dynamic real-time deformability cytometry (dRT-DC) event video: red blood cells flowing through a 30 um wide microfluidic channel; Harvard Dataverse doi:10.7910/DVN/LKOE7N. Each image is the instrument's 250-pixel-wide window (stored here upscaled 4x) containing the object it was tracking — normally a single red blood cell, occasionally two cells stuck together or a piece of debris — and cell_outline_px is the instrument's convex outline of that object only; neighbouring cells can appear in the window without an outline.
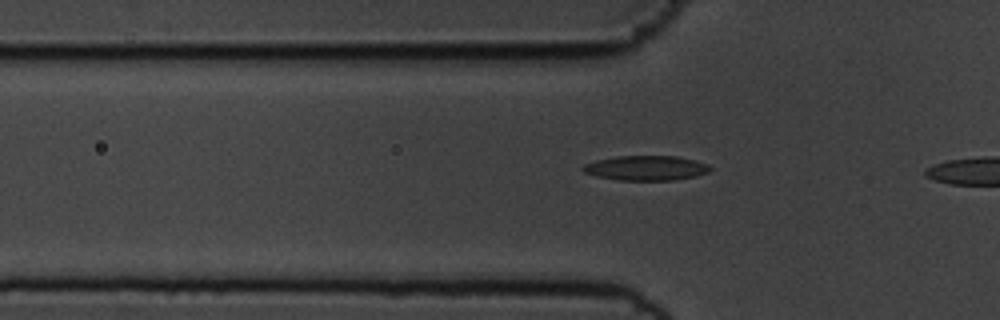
{"species": "common noctule bat (a hibernating species)", "species_latin": "Nyctalus noctula", "temperature_condition": "cold", "stored_images_in_passage": 21, "camera_frame_rate_fps": 3000, "um_per_image_px": 0.085, "animal": {"sex": "male", "body_mass_g": 19.5, "forearm_length_mm": 54.6}, "frame": {"image": 1, "passage_image": 11, "time_ms": 3.333, "image_size_px": [1000, 320], "cell_outline_px": [[712, 168], [708, 172], [696, 176], [672, 180], [620, 180], [596, 176], [584, 172], [580, 168], [584, 164], [596, 160], [616, 156], [676, 156], [696, 160], [708, 164]], "centroid_in_image_um": [54.91, 14.27], "position_along_channel_um": 70.9, "area_um2": 18.38}}
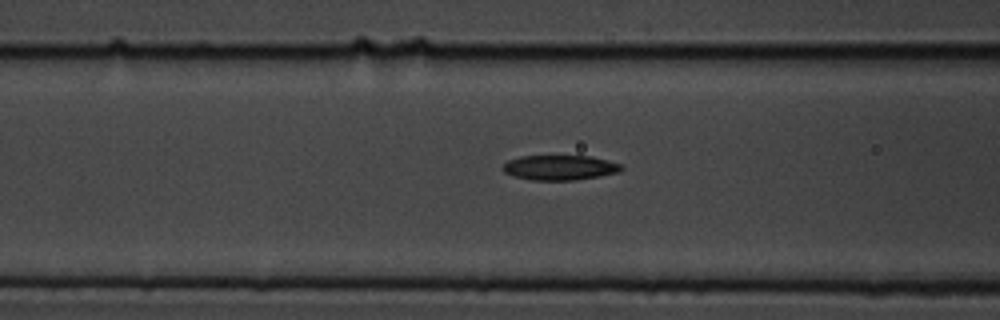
{"frame": {"image": 2, "passage_image": 15, "time_ms": 4.667, "image_size_px": [1000, 320], "cell_outline_px": [[624, 168], [620, 172], [600, 176], [576, 180], [532, 180], [512, 176], [504, 172], [500, 168], [508, 160], [520, 156], [592, 156], [624, 164]], "centroid_in_image_um": [47.61, 14.24], "position_along_channel_um": 119.0, "area_um2": 17.51}}
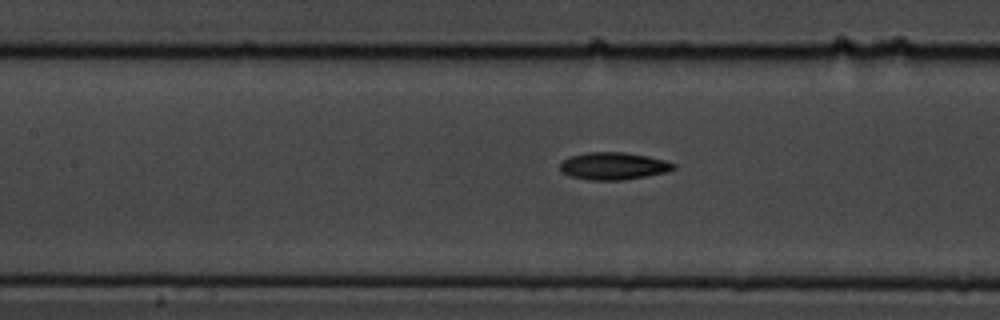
{"frame": {"image": 3, "passage_image": 18, "time_ms": 5.667, "image_size_px": [1000, 320], "cell_outline_px": [[676, 168], [668, 172], [620, 180], [592, 180], [572, 176], [564, 172], [560, 168], [560, 164], [568, 156], [588, 152], [624, 152], [648, 156], [664, 160], [676, 164]], "centroid_in_image_um": [52.17, 14.1], "position_along_channel_um": 155.2, "area_um2": 17.92}}